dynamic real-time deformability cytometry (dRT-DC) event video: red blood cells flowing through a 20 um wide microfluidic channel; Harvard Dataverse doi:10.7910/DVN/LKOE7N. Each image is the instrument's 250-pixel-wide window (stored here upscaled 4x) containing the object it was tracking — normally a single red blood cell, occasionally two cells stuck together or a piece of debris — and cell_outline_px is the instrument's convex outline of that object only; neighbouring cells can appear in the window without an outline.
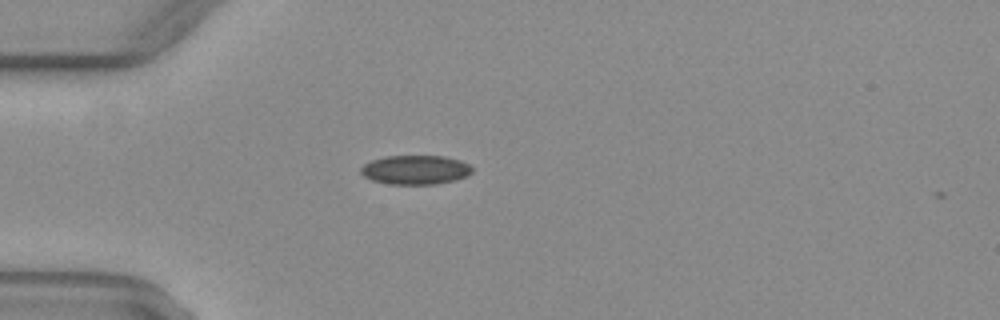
{"species": "common noctule bat (a hibernating species)", "species_latin": "Nyctalus noctula", "temperature_condition": "warm", "stored_images_in_passage": 3, "camera_frame_rate_fps": 3000, "um_per_image_px": 0.085, "animal": {"sex": "female", "body_mass_g": 29.2, "forearm_length_mm": 56.3}, "frame": {"image": 1, "passage_image": 1, "time_ms": 0.0, "image_size_px": [1000, 320], "cell_outline_px": [[472, 172], [468, 176], [456, 180], [436, 184], [388, 184], [372, 180], [364, 176], [360, 172], [360, 168], [364, 164], [372, 160], [384, 156], [444, 156], [460, 160], [468, 164], [472, 168]], "centroid_in_image_um": [35.31, 14.44], "position_along_channel_um": 49.7, "area_um2": 19.02}}